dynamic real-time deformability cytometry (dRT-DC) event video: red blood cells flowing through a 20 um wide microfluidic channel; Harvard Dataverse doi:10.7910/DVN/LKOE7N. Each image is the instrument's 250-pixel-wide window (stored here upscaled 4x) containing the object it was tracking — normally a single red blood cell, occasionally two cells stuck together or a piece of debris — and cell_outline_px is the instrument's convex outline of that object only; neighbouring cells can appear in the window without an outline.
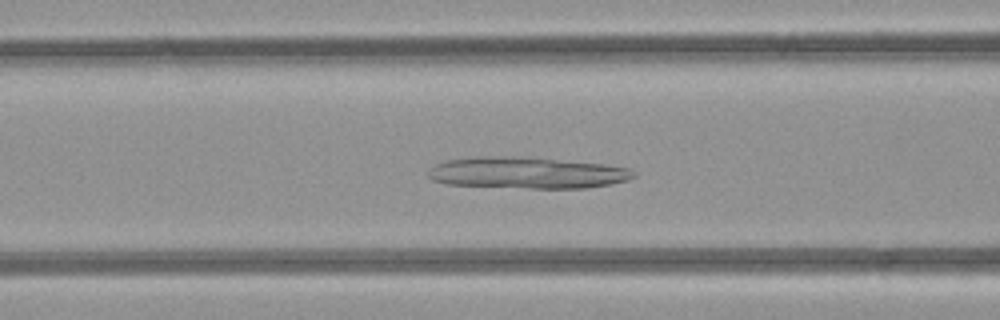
{"species": "common noctule bat (a hibernating species)", "species_latin": "Nyctalus noctula", "temperature_condition": "room temperature", "stored_images_in_passage": 49, "segment_of_instrument_passage": [1, 2], "camera_frame_rate_fps": 3000, "um_per_image_px": 0.085, "animal": {"sex": "female", "body_mass_g": 21.9}, "frame": {"image": 1, "passage_image": 19, "time_ms": 6.0, "image_size_px": [1000, 320], "cell_outline_px": [[636, 176], [628, 180], [612, 184], [588, 188], [528, 188], [448, 184], [432, 180], [428, 176], [428, 172], [436, 164], [448, 160], [476, 156], [520, 156], [604, 164], [628, 168], [636, 172]], "centroid_in_image_um": [44.83, 14.68], "position_along_channel_um": 121.8, "area_um2": 37.74}}
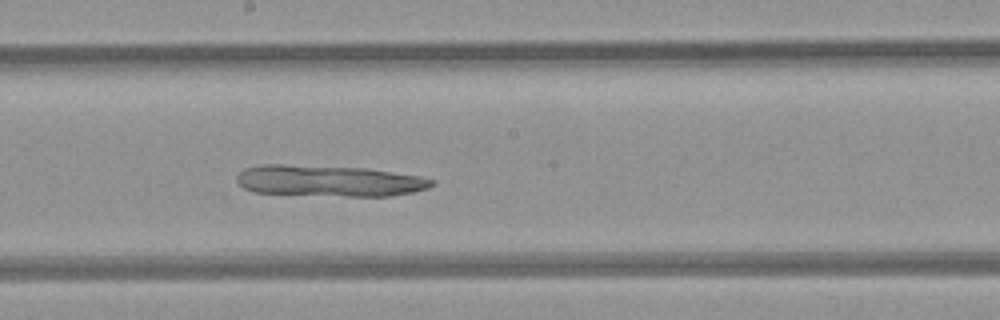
{"frame": {"image": 2, "passage_image": 26, "time_ms": 8.333, "image_size_px": [1000, 320], "cell_outline_px": [[436, 184], [428, 188], [412, 192], [392, 196], [348, 196], [252, 192], [244, 188], [236, 180], [236, 176], [244, 168], [260, 164], [284, 164], [368, 168], [420, 176], [436, 180]], "centroid_in_image_um": [27.98, 15.36], "position_along_channel_um": 220.2, "area_um2": 35.72}}
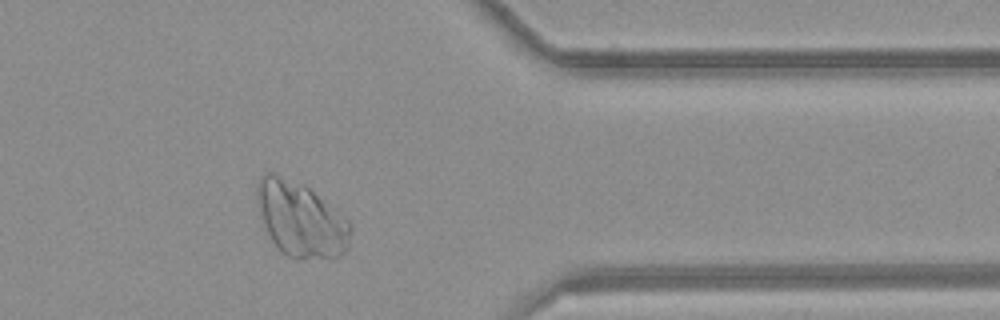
{"frame": {"image": 3, "passage_image": 39, "time_ms": 12.667, "image_size_px": [1000, 320], "cell_outline_px": [[352, 228], [348, 248], [336, 260], [296, 260], [280, 252], [260, 224], [256, 204], [256, 184], [260, 176], [264, 172], [276, 172], [304, 184], [344, 216], [348, 220]], "centroid_in_image_um": [25.52, 18.68], "position_along_channel_um": 385.9, "area_um2": 42.48}}